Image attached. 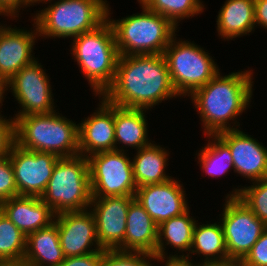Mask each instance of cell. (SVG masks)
Listing matches in <instances>:
<instances>
[{"label":"cell","instance_id":"35","mask_svg":"<svg viewBox=\"0 0 267 266\" xmlns=\"http://www.w3.org/2000/svg\"><path fill=\"white\" fill-rule=\"evenodd\" d=\"M104 251L100 250L82 256L66 257L59 266H100Z\"/></svg>","mask_w":267,"mask_h":266},{"label":"cell","instance_id":"25","mask_svg":"<svg viewBox=\"0 0 267 266\" xmlns=\"http://www.w3.org/2000/svg\"><path fill=\"white\" fill-rule=\"evenodd\" d=\"M64 258L55 222L26 236L23 265L59 266Z\"/></svg>","mask_w":267,"mask_h":266},{"label":"cell","instance_id":"24","mask_svg":"<svg viewBox=\"0 0 267 266\" xmlns=\"http://www.w3.org/2000/svg\"><path fill=\"white\" fill-rule=\"evenodd\" d=\"M196 255L202 257L200 262L197 263L199 265L222 264L231 261L226 250L221 222H207L202 225L196 222L193 230V241L190 252L183 260L192 263L193 260L191 257Z\"/></svg>","mask_w":267,"mask_h":266},{"label":"cell","instance_id":"31","mask_svg":"<svg viewBox=\"0 0 267 266\" xmlns=\"http://www.w3.org/2000/svg\"><path fill=\"white\" fill-rule=\"evenodd\" d=\"M154 256L144 252L108 249L102 254L100 266H153Z\"/></svg>","mask_w":267,"mask_h":266},{"label":"cell","instance_id":"37","mask_svg":"<svg viewBox=\"0 0 267 266\" xmlns=\"http://www.w3.org/2000/svg\"><path fill=\"white\" fill-rule=\"evenodd\" d=\"M256 27L267 29V0H254Z\"/></svg>","mask_w":267,"mask_h":266},{"label":"cell","instance_id":"13","mask_svg":"<svg viewBox=\"0 0 267 266\" xmlns=\"http://www.w3.org/2000/svg\"><path fill=\"white\" fill-rule=\"evenodd\" d=\"M54 222L58 226L65 258L104 250L99 244L95 218L89 209L59 213L55 216Z\"/></svg>","mask_w":267,"mask_h":266},{"label":"cell","instance_id":"15","mask_svg":"<svg viewBox=\"0 0 267 266\" xmlns=\"http://www.w3.org/2000/svg\"><path fill=\"white\" fill-rule=\"evenodd\" d=\"M180 180L171 178L159 183L138 187L135 200L146 210L157 225L180 216L190 207Z\"/></svg>","mask_w":267,"mask_h":266},{"label":"cell","instance_id":"11","mask_svg":"<svg viewBox=\"0 0 267 266\" xmlns=\"http://www.w3.org/2000/svg\"><path fill=\"white\" fill-rule=\"evenodd\" d=\"M43 68L36 58L7 82L8 91L11 90L15 101L19 103V108H22L17 111V114H14V120L26 115L48 114L57 111L50 77Z\"/></svg>","mask_w":267,"mask_h":266},{"label":"cell","instance_id":"40","mask_svg":"<svg viewBox=\"0 0 267 266\" xmlns=\"http://www.w3.org/2000/svg\"><path fill=\"white\" fill-rule=\"evenodd\" d=\"M200 266H242L240 261H230L222 264H201Z\"/></svg>","mask_w":267,"mask_h":266},{"label":"cell","instance_id":"18","mask_svg":"<svg viewBox=\"0 0 267 266\" xmlns=\"http://www.w3.org/2000/svg\"><path fill=\"white\" fill-rule=\"evenodd\" d=\"M96 112L78 123L79 155L115 150L114 105L98 96Z\"/></svg>","mask_w":267,"mask_h":266},{"label":"cell","instance_id":"17","mask_svg":"<svg viewBox=\"0 0 267 266\" xmlns=\"http://www.w3.org/2000/svg\"><path fill=\"white\" fill-rule=\"evenodd\" d=\"M2 25L0 22V76L8 82L24 66L36 59L33 51L39 35L35 23L32 24L33 30Z\"/></svg>","mask_w":267,"mask_h":266},{"label":"cell","instance_id":"20","mask_svg":"<svg viewBox=\"0 0 267 266\" xmlns=\"http://www.w3.org/2000/svg\"><path fill=\"white\" fill-rule=\"evenodd\" d=\"M196 218L190 216V208L180 216L172 217L158 225V240L154 254L155 262L168 259H184L189 254ZM166 246L178 251L167 255ZM182 253V255L180 254ZM176 253V254H175ZM185 253V254H184ZM187 253V254H186Z\"/></svg>","mask_w":267,"mask_h":266},{"label":"cell","instance_id":"30","mask_svg":"<svg viewBox=\"0 0 267 266\" xmlns=\"http://www.w3.org/2000/svg\"><path fill=\"white\" fill-rule=\"evenodd\" d=\"M239 187H234L225 196H237L267 226V177L252 182L250 186Z\"/></svg>","mask_w":267,"mask_h":266},{"label":"cell","instance_id":"32","mask_svg":"<svg viewBox=\"0 0 267 266\" xmlns=\"http://www.w3.org/2000/svg\"><path fill=\"white\" fill-rule=\"evenodd\" d=\"M16 196L14 170L8 155L0 158V203Z\"/></svg>","mask_w":267,"mask_h":266},{"label":"cell","instance_id":"3","mask_svg":"<svg viewBox=\"0 0 267 266\" xmlns=\"http://www.w3.org/2000/svg\"><path fill=\"white\" fill-rule=\"evenodd\" d=\"M71 40L72 59L77 62L95 97L102 96L114 81L119 58L111 23L106 19L96 29Z\"/></svg>","mask_w":267,"mask_h":266},{"label":"cell","instance_id":"42","mask_svg":"<svg viewBox=\"0 0 267 266\" xmlns=\"http://www.w3.org/2000/svg\"><path fill=\"white\" fill-rule=\"evenodd\" d=\"M11 266H25L23 264L11 265Z\"/></svg>","mask_w":267,"mask_h":266},{"label":"cell","instance_id":"9","mask_svg":"<svg viewBox=\"0 0 267 266\" xmlns=\"http://www.w3.org/2000/svg\"><path fill=\"white\" fill-rule=\"evenodd\" d=\"M87 159L92 198L135 196L137 185L133 175L132 159L127 151L98 152Z\"/></svg>","mask_w":267,"mask_h":266},{"label":"cell","instance_id":"28","mask_svg":"<svg viewBox=\"0 0 267 266\" xmlns=\"http://www.w3.org/2000/svg\"><path fill=\"white\" fill-rule=\"evenodd\" d=\"M26 236L0 210V265L23 263Z\"/></svg>","mask_w":267,"mask_h":266},{"label":"cell","instance_id":"39","mask_svg":"<svg viewBox=\"0 0 267 266\" xmlns=\"http://www.w3.org/2000/svg\"><path fill=\"white\" fill-rule=\"evenodd\" d=\"M7 91H8L7 82L0 76V115H2L1 106L3 105L5 95H7V93L5 94V92Z\"/></svg>","mask_w":267,"mask_h":266},{"label":"cell","instance_id":"36","mask_svg":"<svg viewBox=\"0 0 267 266\" xmlns=\"http://www.w3.org/2000/svg\"><path fill=\"white\" fill-rule=\"evenodd\" d=\"M30 6H32L31 0H0V14L12 18L9 20H16V17L19 18L20 10Z\"/></svg>","mask_w":267,"mask_h":266},{"label":"cell","instance_id":"21","mask_svg":"<svg viewBox=\"0 0 267 266\" xmlns=\"http://www.w3.org/2000/svg\"><path fill=\"white\" fill-rule=\"evenodd\" d=\"M158 240V225L134 199L127 213V225L122 251L144 252L154 256Z\"/></svg>","mask_w":267,"mask_h":266},{"label":"cell","instance_id":"41","mask_svg":"<svg viewBox=\"0 0 267 266\" xmlns=\"http://www.w3.org/2000/svg\"><path fill=\"white\" fill-rule=\"evenodd\" d=\"M32 1V6H34V5H36V3L37 4H39V3H42V4H47L49 1H51V0H31Z\"/></svg>","mask_w":267,"mask_h":266},{"label":"cell","instance_id":"1","mask_svg":"<svg viewBox=\"0 0 267 266\" xmlns=\"http://www.w3.org/2000/svg\"><path fill=\"white\" fill-rule=\"evenodd\" d=\"M163 54L121 55L112 85L101 96L125 108L151 110L177 98Z\"/></svg>","mask_w":267,"mask_h":266},{"label":"cell","instance_id":"29","mask_svg":"<svg viewBox=\"0 0 267 266\" xmlns=\"http://www.w3.org/2000/svg\"><path fill=\"white\" fill-rule=\"evenodd\" d=\"M150 11L166 17L178 28L182 20L198 16L206 5L202 0H137ZM180 21V22H179Z\"/></svg>","mask_w":267,"mask_h":266},{"label":"cell","instance_id":"14","mask_svg":"<svg viewBox=\"0 0 267 266\" xmlns=\"http://www.w3.org/2000/svg\"><path fill=\"white\" fill-rule=\"evenodd\" d=\"M134 196L92 198L89 210L95 218L97 238L102 249H117L124 241L127 213Z\"/></svg>","mask_w":267,"mask_h":266},{"label":"cell","instance_id":"4","mask_svg":"<svg viewBox=\"0 0 267 266\" xmlns=\"http://www.w3.org/2000/svg\"><path fill=\"white\" fill-rule=\"evenodd\" d=\"M14 121L15 143L21 148L59 157L79 155L78 124L59 111L17 117Z\"/></svg>","mask_w":267,"mask_h":266},{"label":"cell","instance_id":"38","mask_svg":"<svg viewBox=\"0 0 267 266\" xmlns=\"http://www.w3.org/2000/svg\"><path fill=\"white\" fill-rule=\"evenodd\" d=\"M156 262H162V263H165L164 265L162 266H200L199 264L195 262H188V261H185L183 259H168V260H162V261H156ZM156 266V265H154Z\"/></svg>","mask_w":267,"mask_h":266},{"label":"cell","instance_id":"2","mask_svg":"<svg viewBox=\"0 0 267 266\" xmlns=\"http://www.w3.org/2000/svg\"><path fill=\"white\" fill-rule=\"evenodd\" d=\"M253 75L252 69L233 71L224 76L218 72L189 96L199 112L203 135H216L240 128L237 118L251 106L253 99Z\"/></svg>","mask_w":267,"mask_h":266},{"label":"cell","instance_id":"34","mask_svg":"<svg viewBox=\"0 0 267 266\" xmlns=\"http://www.w3.org/2000/svg\"><path fill=\"white\" fill-rule=\"evenodd\" d=\"M0 115V158L8 156L15 143V121L10 116Z\"/></svg>","mask_w":267,"mask_h":266},{"label":"cell","instance_id":"27","mask_svg":"<svg viewBox=\"0 0 267 266\" xmlns=\"http://www.w3.org/2000/svg\"><path fill=\"white\" fill-rule=\"evenodd\" d=\"M206 137L208 138L206 145L196 153L199 168L203 173L205 172L212 179L226 176L230 170L235 173L229 147L217 135H206Z\"/></svg>","mask_w":267,"mask_h":266},{"label":"cell","instance_id":"19","mask_svg":"<svg viewBox=\"0 0 267 266\" xmlns=\"http://www.w3.org/2000/svg\"><path fill=\"white\" fill-rule=\"evenodd\" d=\"M0 210L25 236L50 226L56 214L37 196H16L0 203Z\"/></svg>","mask_w":267,"mask_h":266},{"label":"cell","instance_id":"33","mask_svg":"<svg viewBox=\"0 0 267 266\" xmlns=\"http://www.w3.org/2000/svg\"><path fill=\"white\" fill-rule=\"evenodd\" d=\"M240 263L242 266H267V228Z\"/></svg>","mask_w":267,"mask_h":266},{"label":"cell","instance_id":"26","mask_svg":"<svg viewBox=\"0 0 267 266\" xmlns=\"http://www.w3.org/2000/svg\"><path fill=\"white\" fill-rule=\"evenodd\" d=\"M161 146L153 141L134 153L132 168L137 188L163 183L173 178L166 173L170 153L166 147Z\"/></svg>","mask_w":267,"mask_h":266},{"label":"cell","instance_id":"12","mask_svg":"<svg viewBox=\"0 0 267 266\" xmlns=\"http://www.w3.org/2000/svg\"><path fill=\"white\" fill-rule=\"evenodd\" d=\"M9 157L14 170L17 196L41 197L57 161L54 153L30 151L14 143Z\"/></svg>","mask_w":267,"mask_h":266},{"label":"cell","instance_id":"6","mask_svg":"<svg viewBox=\"0 0 267 266\" xmlns=\"http://www.w3.org/2000/svg\"><path fill=\"white\" fill-rule=\"evenodd\" d=\"M52 1L53 4H52ZM32 16L42 38H75L107 19V0H51Z\"/></svg>","mask_w":267,"mask_h":266},{"label":"cell","instance_id":"22","mask_svg":"<svg viewBox=\"0 0 267 266\" xmlns=\"http://www.w3.org/2000/svg\"><path fill=\"white\" fill-rule=\"evenodd\" d=\"M146 109L125 108L114 105L115 150L142 149L153 141L149 140ZM122 144V146H120ZM128 146V147H127Z\"/></svg>","mask_w":267,"mask_h":266},{"label":"cell","instance_id":"8","mask_svg":"<svg viewBox=\"0 0 267 266\" xmlns=\"http://www.w3.org/2000/svg\"><path fill=\"white\" fill-rule=\"evenodd\" d=\"M176 35L178 34L172 37L163 56L171 83L182 99L206 85L220 69L210 53L205 51L206 49L194 41L180 40Z\"/></svg>","mask_w":267,"mask_h":266},{"label":"cell","instance_id":"5","mask_svg":"<svg viewBox=\"0 0 267 266\" xmlns=\"http://www.w3.org/2000/svg\"><path fill=\"white\" fill-rule=\"evenodd\" d=\"M142 12L114 20L109 3L107 19L111 23L117 50L121 55L163 54L172 37L178 32L166 17L150 11L138 1Z\"/></svg>","mask_w":267,"mask_h":266},{"label":"cell","instance_id":"7","mask_svg":"<svg viewBox=\"0 0 267 266\" xmlns=\"http://www.w3.org/2000/svg\"><path fill=\"white\" fill-rule=\"evenodd\" d=\"M40 199L56 215L89 209L92 195L87 157H61Z\"/></svg>","mask_w":267,"mask_h":266},{"label":"cell","instance_id":"23","mask_svg":"<svg viewBox=\"0 0 267 266\" xmlns=\"http://www.w3.org/2000/svg\"><path fill=\"white\" fill-rule=\"evenodd\" d=\"M216 19V30L222 39L249 36L256 28L254 0H226Z\"/></svg>","mask_w":267,"mask_h":266},{"label":"cell","instance_id":"16","mask_svg":"<svg viewBox=\"0 0 267 266\" xmlns=\"http://www.w3.org/2000/svg\"><path fill=\"white\" fill-rule=\"evenodd\" d=\"M230 149L235 173L255 182L267 177V147L240 129L216 134Z\"/></svg>","mask_w":267,"mask_h":266},{"label":"cell","instance_id":"10","mask_svg":"<svg viewBox=\"0 0 267 266\" xmlns=\"http://www.w3.org/2000/svg\"><path fill=\"white\" fill-rule=\"evenodd\" d=\"M219 218L231 261H241L267 226L237 196H226Z\"/></svg>","mask_w":267,"mask_h":266}]
</instances>
